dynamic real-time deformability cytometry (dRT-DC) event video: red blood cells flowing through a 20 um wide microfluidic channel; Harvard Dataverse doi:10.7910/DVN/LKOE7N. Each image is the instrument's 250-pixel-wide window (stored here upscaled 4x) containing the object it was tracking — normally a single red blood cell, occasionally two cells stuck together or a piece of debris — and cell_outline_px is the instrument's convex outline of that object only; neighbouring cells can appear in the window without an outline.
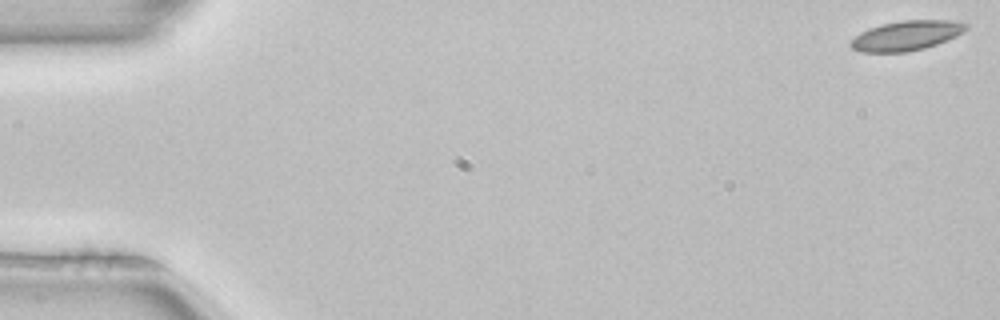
{"species": "common noctule bat (a hibernating species)", "species_latin": "Nyctalus noctula", "temperature_condition": "room temperature", "stored_images_in_passage": 3, "camera_frame_rate_fps": 3000, "um_per_image_px": 0.085, "animal": {"sex": "female", "body_mass_g": 22.7, "forearm_length_mm": 54.2}, "frame": {"image": 1, "passage_image": 1, "time_ms": 0.0, "image_size_px": [1000, 320], "cell_outline_px": [[968, 28], [964, 32], [956, 36], [936, 44], [924, 48], [908, 52], [860, 52], [852, 48], [848, 44], [860, 32], [868, 28], [880, 24], [900, 20], [956, 20], [968, 24]], "centroid_in_image_um": [77.05, 3.01], "position_along_channel_um": 8.0, "area_um2": 20.17}}